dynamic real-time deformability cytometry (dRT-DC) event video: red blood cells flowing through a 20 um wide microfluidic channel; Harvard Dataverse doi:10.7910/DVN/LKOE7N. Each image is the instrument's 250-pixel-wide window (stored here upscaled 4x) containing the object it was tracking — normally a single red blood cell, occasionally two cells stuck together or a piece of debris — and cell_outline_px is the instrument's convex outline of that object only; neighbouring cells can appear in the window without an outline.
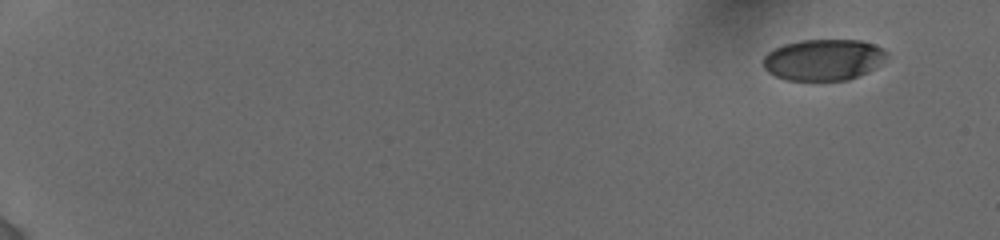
{"species": "human", "species_latin": "Homo sapiens", "temperature_condition": "cold", "stored_images_in_passage": 18, "camera_frame_rate_fps": 3000, "um_per_image_px": 0.085, "donor": {"sex": "female"}, "frame": {"image": 1, "passage_image": 1, "time_ms": 0.0, "image_size_px": [1000, 240], "cell_outline_px": [[888, 56], [880, 64], [868, 72], [848, 80], [788, 80], [776, 76], [768, 72], [764, 68], [764, 56], [772, 48], [784, 44], [800, 40], [860, 40], [884, 48], [888, 52]], "centroid_in_image_um": [70.01, 5.07], "position_along_channel_um": 15.0, "area_um2": 29.82}}
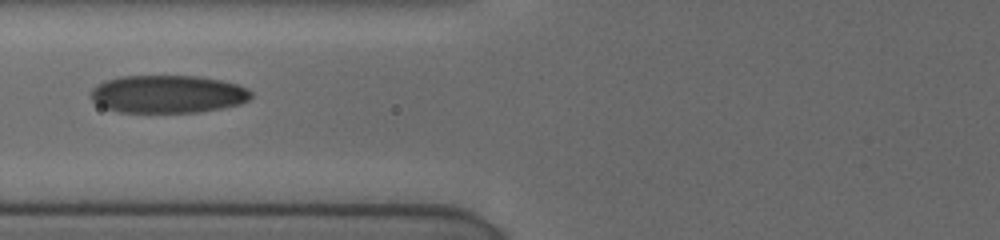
{"frame": {"image": 2, "passage_image": 8, "time_ms": 7.333, "image_size_px": [1000, 240], "cell_outline_px": [[252, 96], [248, 100], [240, 104], [220, 108], [196, 112], [120, 112], [104, 108], [92, 100], [92, 88], [96, 84], [104, 80], [120, 76], [200, 76], [220, 80], [236, 84], [248, 88], [252, 92]], "centroid_in_image_um": [14.25, 7.99], "position_along_channel_um": 111.5, "area_um2": 35.37}}
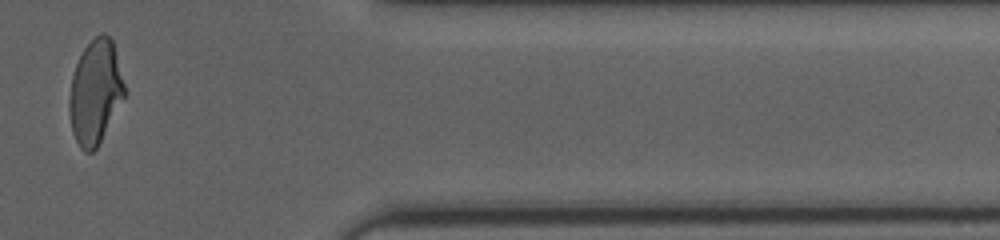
{"frame": {"image": 3, "passage_image": 16, "time_ms": 15.333, "image_size_px": [1000, 240], "cell_outline_px": [[128, 92], [96, 148], [92, 152], [84, 152], [80, 148], [72, 132], [68, 108], [68, 100], [72, 76], [76, 64], [84, 48], [96, 36], [108, 36], [112, 40]], "centroid_in_image_um": [8.11, 7.86], "position_along_channel_um": 403.3, "area_um2": 33.47}, "authors_computed_cell_mechanics": {"area_um2": 33.9286, "velocity_mm_per_s": 3.8664, "shape_relaxation_time_tau1_ms": 3.3133, "shape_relaxation_time_tau2_ms": 1.0897, "deformation_change_tau1": 0.1404, "deformation_change_tau2": 0.0484}}